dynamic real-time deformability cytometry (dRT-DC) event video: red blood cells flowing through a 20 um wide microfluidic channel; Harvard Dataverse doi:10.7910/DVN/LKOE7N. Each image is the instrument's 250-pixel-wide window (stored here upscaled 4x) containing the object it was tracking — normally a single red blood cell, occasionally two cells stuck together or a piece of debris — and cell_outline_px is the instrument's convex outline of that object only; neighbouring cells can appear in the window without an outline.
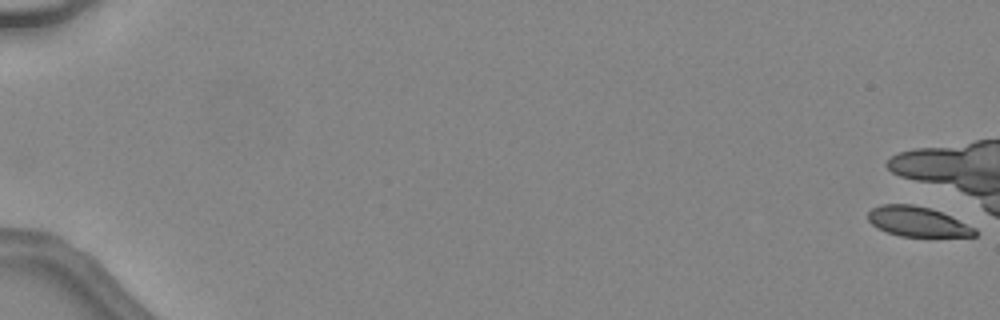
{"species": "common noctule bat (a hibernating species)", "species_latin": "Nyctalus noctula", "temperature_condition": "warm", "stored_images_in_passage": 8, "camera_frame_rate_fps": 3000, "um_per_image_px": 0.085, "animal": {"sex": "female", "body_mass_g": 24.6, "forearm_length_mm": 56.2}, "frame": {"image": 1, "passage_image": 1, "time_ms": 0.0, "image_size_px": [1000, 320], "cell_outline_px": [[976, 236], [900, 236], [888, 232], [872, 224], [868, 220], [868, 212], [872, 208], [880, 204], [912, 204], [932, 208], [952, 216], [976, 228]], "centroid_in_image_um": [78.0, 18.82], "position_along_channel_um": 7.0, "area_um2": 18.61}}